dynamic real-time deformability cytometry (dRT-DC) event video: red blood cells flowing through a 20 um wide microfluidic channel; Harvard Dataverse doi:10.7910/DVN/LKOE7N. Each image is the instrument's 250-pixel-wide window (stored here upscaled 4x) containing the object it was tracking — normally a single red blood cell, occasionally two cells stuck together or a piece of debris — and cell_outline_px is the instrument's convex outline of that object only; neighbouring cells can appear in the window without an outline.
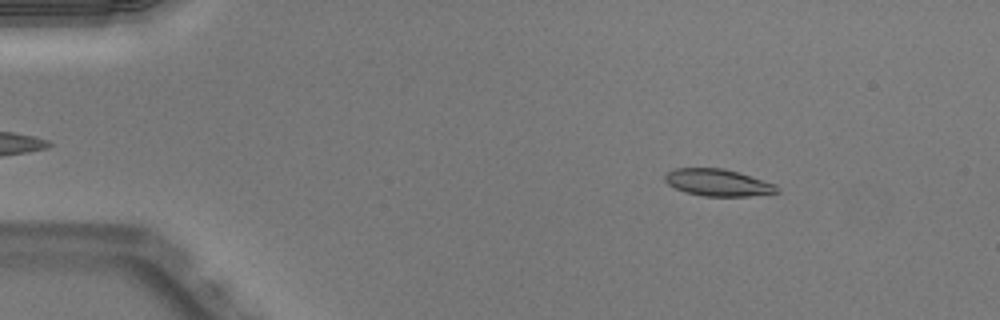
{"species": "Egyptian fruit bat (a non-hibernating species)", "species_latin": "Rousettus aegyptiacus", "temperature_condition": "warm", "stored_images_in_passage": 49, "camera_frame_rate_fps": 3000, "um_per_image_px": 0.085, "animal": {"sex": "male"}, "frame": {"image": 1, "passage_image": 6, "time_ms": 1.667, "image_size_px": [1000, 320], "cell_outline_px": [[780, 192], [748, 196], [704, 196], [684, 192], [668, 184], [664, 180], [664, 176], [668, 172], [676, 168], [724, 168], [776, 184], [780, 188]], "centroid_in_image_um": [61.03, 15.52], "position_along_channel_um": 24.0, "area_um2": 17.57}}
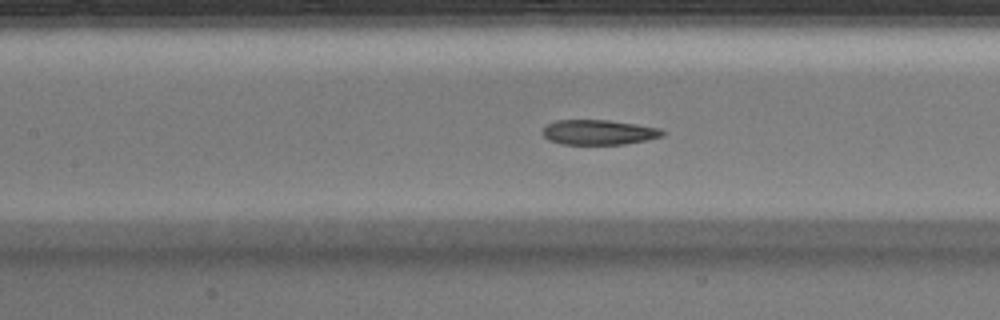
{"frame": {"image": 2, "passage_image": 22, "time_ms": 7.0, "image_size_px": [1000, 320], "cell_outline_px": [[664, 136], [648, 140], [624, 144], [564, 144], [548, 140], [544, 136], [544, 128], [548, 124], [556, 120], [608, 120], [636, 124], [660, 128], [664, 132]], "centroid_in_image_um": [50.93, 11.24], "position_along_channel_um": 156.5, "area_um2": 17.34}}
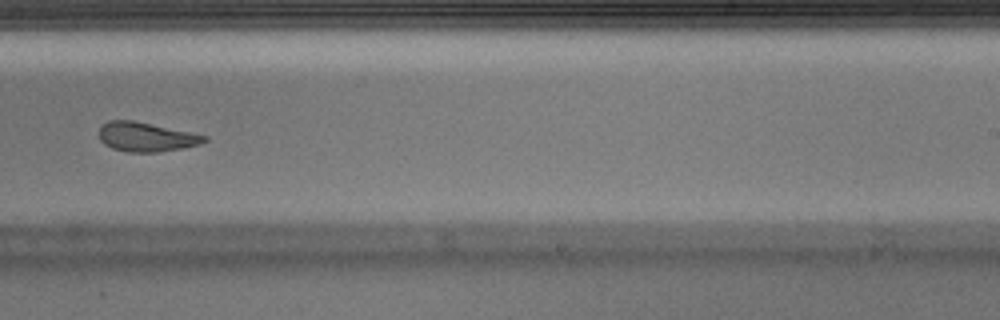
{"frame": {"image": 3, "passage_image": 31, "time_ms": 10.0, "image_size_px": [1000, 320], "cell_outline_px": [[208, 140], [200, 144], [184, 148], [160, 152], [128, 152], [112, 148], [104, 144], [100, 140], [96, 132], [108, 120], [132, 120], [208, 136]], "centroid_in_image_um": [12.39, 11.65], "position_along_channel_um": 276.6, "area_um2": 18.03}, "authors_computed_cell_mechanics": {"area_um2": 18.207, "velocity_mm_per_s": 4.016, "shape_relaxation_time_tau1_ms": 7.1335, "shape_relaxation_time_tau2_ms": 3.7814, "deformation_change_tau1": 0.2293, "deformation_change_tau2": 0.0642}}